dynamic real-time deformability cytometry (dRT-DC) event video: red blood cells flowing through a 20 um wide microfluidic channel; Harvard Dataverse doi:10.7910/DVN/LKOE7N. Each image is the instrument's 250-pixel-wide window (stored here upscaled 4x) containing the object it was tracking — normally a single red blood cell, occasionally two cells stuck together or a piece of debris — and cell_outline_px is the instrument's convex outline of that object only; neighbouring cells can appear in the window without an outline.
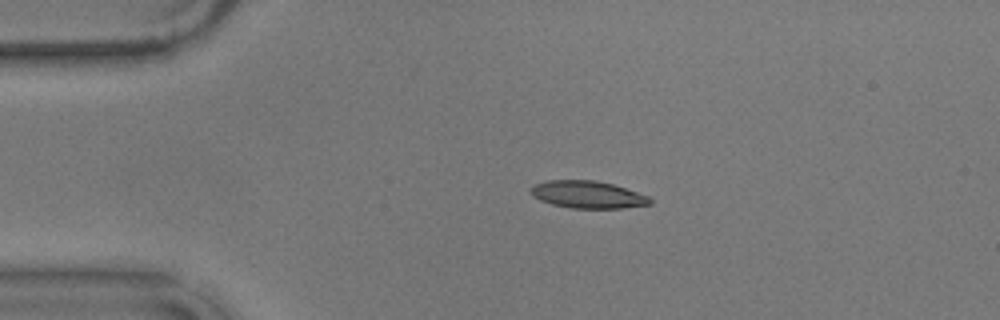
{"species": "common noctule bat (a hibernating species)", "species_latin": "Nyctalus noctula", "temperature_condition": "warm", "stored_images_in_passage": 43, "camera_frame_rate_fps": 3000, "um_per_image_px": 0.085, "animal": {"sex": "male", "body_mass_g": 17.9}, "frame": {"image": 1, "passage_image": 1, "time_ms": 0.0, "image_size_px": [1000, 320], "cell_outline_px": [[652, 204], [620, 208], [568, 208], [552, 204], [540, 200], [532, 196], [528, 192], [536, 184], [548, 180], [596, 180], [612, 184], [648, 196], [652, 200]], "centroid_in_image_um": [49.93, 16.54], "position_along_channel_um": 35.1, "area_um2": 18.9}}
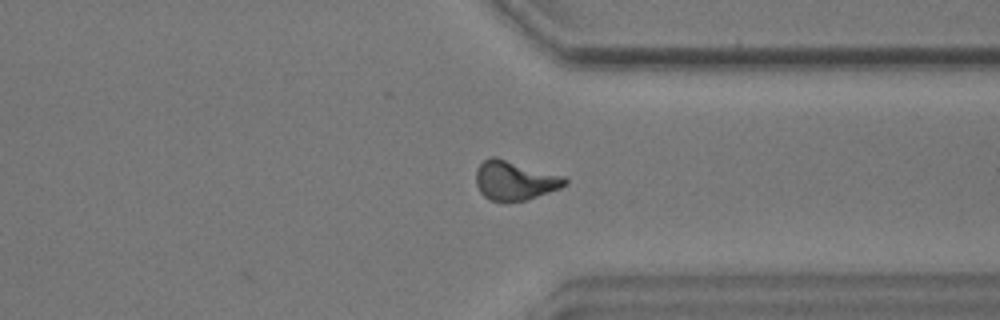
{"frame": {"image": 2, "passage_image": 32, "time_ms": 10.333, "image_size_px": [1000, 320], "cell_outline_px": [[568, 184], [560, 188], [528, 200], [488, 200], [480, 192], [476, 184], [476, 168], [484, 160], [492, 156], [496, 156], [564, 176], [568, 180]], "centroid_in_image_um": [43.76, 15.32], "position_along_channel_um": 367.6, "area_um2": 20.35}}
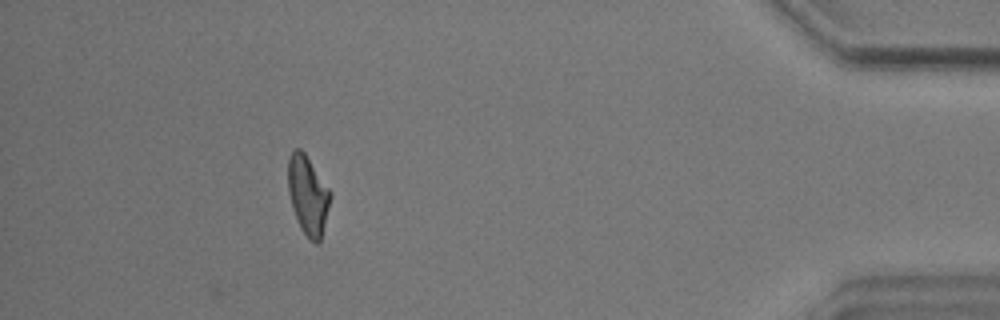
{"frame": {"image": 3, "passage_image": 40, "time_ms": 13.0, "image_size_px": [1000, 320], "cell_outline_px": [[332, 196], [320, 240], [316, 244], [300, 228], [292, 208], [288, 192], [288, 156], [296, 148], [300, 148], [304, 152], [328, 188]], "centroid_in_image_um": [26.15, 16.57], "position_along_channel_um": 409.0, "area_um2": 19.13}, "authors_computed_cell_mechanics": {"area_um2": 19.5942, "velocity_mm_per_s": 3.5886, "shape_relaxation_time_tau1_ms": 6.4499, "shape_relaxation_time_tau2_ms": 2.8018, "deformation_change_tau1": 0.2033, "deformation_change_tau2": 0.1093}}